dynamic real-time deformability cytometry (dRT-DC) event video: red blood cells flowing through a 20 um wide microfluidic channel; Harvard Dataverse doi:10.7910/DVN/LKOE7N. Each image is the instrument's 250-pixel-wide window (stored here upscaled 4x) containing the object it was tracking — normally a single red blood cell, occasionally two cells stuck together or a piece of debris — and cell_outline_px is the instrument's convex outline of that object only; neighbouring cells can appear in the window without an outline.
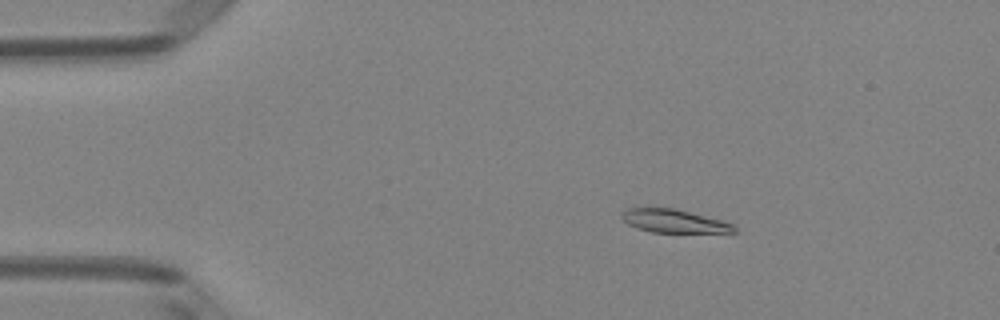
{"species": "Egyptian fruit bat (a non-hibernating species)", "species_latin": "Rousettus aegyptiacus", "temperature_condition": "room temperature", "stored_images_in_passage": 7, "camera_frame_rate_fps": 3000, "um_per_image_px": 0.085, "animal": {"sex": "female"}, "frame": {"image": 1, "passage_image": 3, "time_ms": 0.667, "image_size_px": [1000, 320], "cell_outline_px": [[736, 232], [652, 232], [636, 228], [628, 224], [620, 216], [620, 212], [628, 208], [672, 208], [736, 224]], "centroid_in_image_um": [57.25, 18.79], "position_along_channel_um": 27.7, "area_um2": 15.03}}
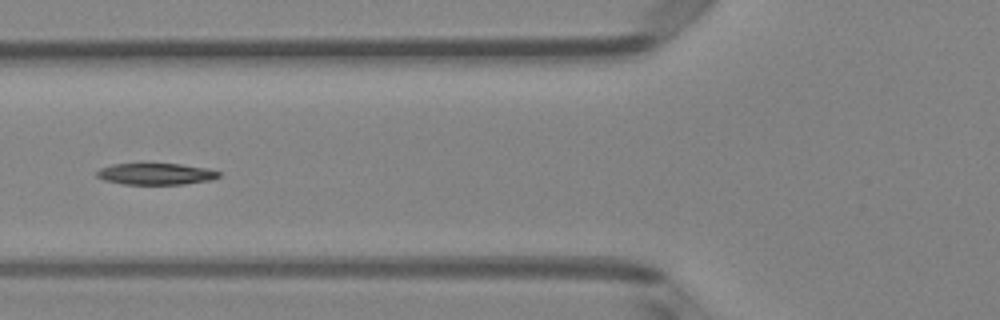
{"frame": {"image": 2, "passage_image": 6, "time_ms": 1.667, "image_size_px": [1000, 320], "cell_outline_px": [[220, 176], [212, 180], [184, 184], [124, 184], [104, 180], [96, 176], [96, 172], [100, 168], [112, 164], [180, 164], [208, 168], [220, 172]], "centroid_in_image_um": [13.26, 14.78], "position_along_channel_um": 112.5, "area_um2": 15.26}}
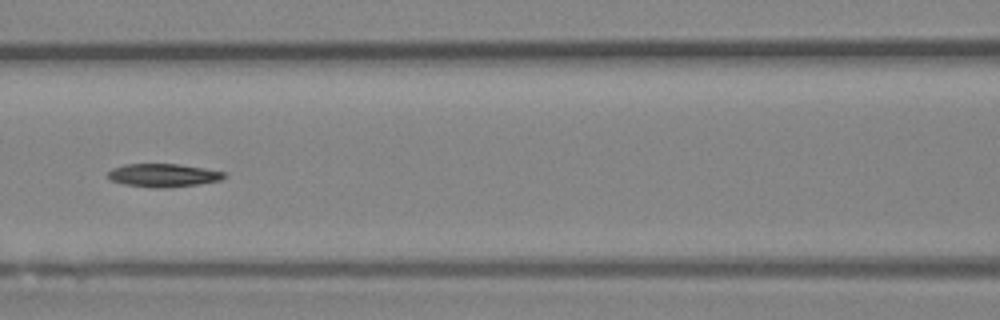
{"frame": {"image": 3, "passage_image": 7, "time_ms": 2.0, "image_size_px": [1000, 320], "cell_outline_px": [[224, 176], [220, 180], [200, 184], [164, 188], [156, 188], [124, 184], [112, 180], [108, 176], [108, 172], [112, 168], [124, 164], [176, 164], [204, 168], [224, 172]], "centroid_in_image_um": [13.86, 14.9], "position_along_channel_um": 152.7, "area_um2": 15.55}}